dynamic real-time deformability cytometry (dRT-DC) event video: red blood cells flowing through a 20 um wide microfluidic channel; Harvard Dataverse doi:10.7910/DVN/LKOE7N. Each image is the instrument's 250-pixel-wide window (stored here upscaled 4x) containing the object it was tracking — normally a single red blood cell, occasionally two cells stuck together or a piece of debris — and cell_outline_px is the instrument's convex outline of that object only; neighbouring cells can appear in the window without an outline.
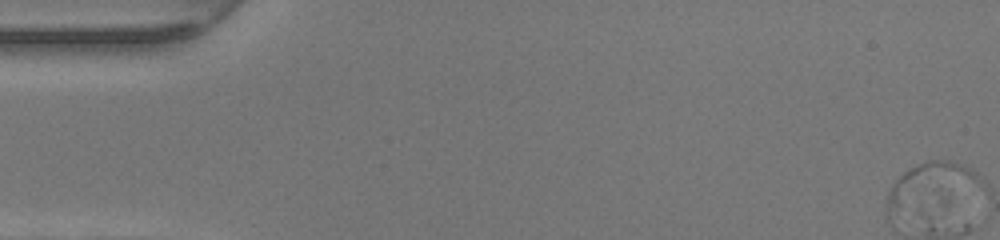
{"species": "human", "species_latin": "Homo sapiens", "temperature_condition": "warm", "stored_images_in_passage": 50, "camera_frame_rate_fps": 3000, "um_per_image_px": 0.085, "donor": {"sex": "female"}, "frame": {"image": 1, "passage_image": 1, "time_ms": 0.0, "image_size_px": [1000, 240], "cell_outline_px": [[984, 180], [888, 216], [888, 192], [892, 184], [904, 172], [928, 160], [948, 160], [972, 168]], "centroid_in_image_um": [78.96, 15.61], "position_along_channel_um": 6.0, "area_um2": 21.04}}
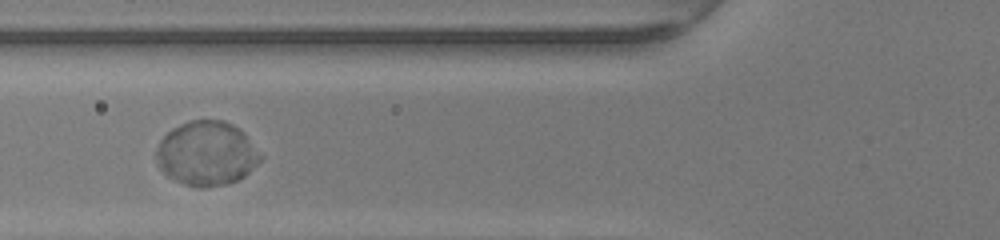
{"frame": {"image": 2, "passage_image": 20, "time_ms": 6.333, "image_size_px": [1000, 240], "cell_outline_px": [[264, 156], [244, 176], [228, 184], [204, 188], [196, 188], [184, 184], [168, 176], [160, 168], [156, 160], [156, 148], [160, 140], [172, 128], [188, 120], [224, 120], [240, 128], [244, 132]], "centroid_in_image_um": [17.57, 13.04], "position_along_channel_um": 108.2, "area_um2": 39.3}}
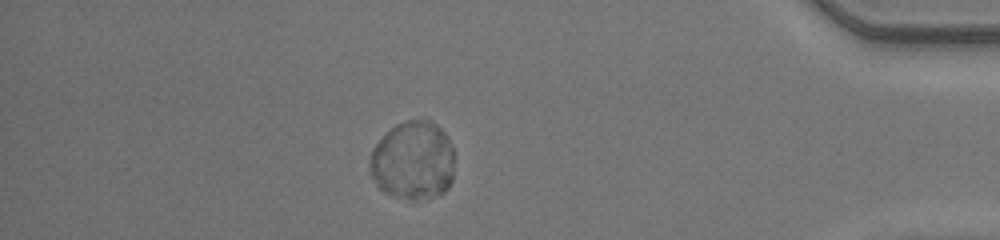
{"frame": {"image": 3, "passage_image": 44, "time_ms": 14.333, "image_size_px": [1000, 240], "cell_outline_px": [[452, 180], [448, 188], [444, 192], [428, 200], [412, 200], [384, 192], [376, 184], [372, 176], [368, 164], [368, 160], [372, 148], [396, 124], [408, 120], [432, 120], [444, 132], [452, 148]], "centroid_in_image_um": [35.09, 13.67], "position_along_channel_um": 400.1, "area_um2": 38.78}, "authors_computed_cell_mechanics": {"area_um2": 38.2925, "velocity_mm_per_s": 4.1629, "shape_relaxation_time_tau1_ms": 2.2498, "shape_relaxation_time_tau2_ms": null, "deformation_change_tau1": 0.0268, "deformation_change_tau2": null}}